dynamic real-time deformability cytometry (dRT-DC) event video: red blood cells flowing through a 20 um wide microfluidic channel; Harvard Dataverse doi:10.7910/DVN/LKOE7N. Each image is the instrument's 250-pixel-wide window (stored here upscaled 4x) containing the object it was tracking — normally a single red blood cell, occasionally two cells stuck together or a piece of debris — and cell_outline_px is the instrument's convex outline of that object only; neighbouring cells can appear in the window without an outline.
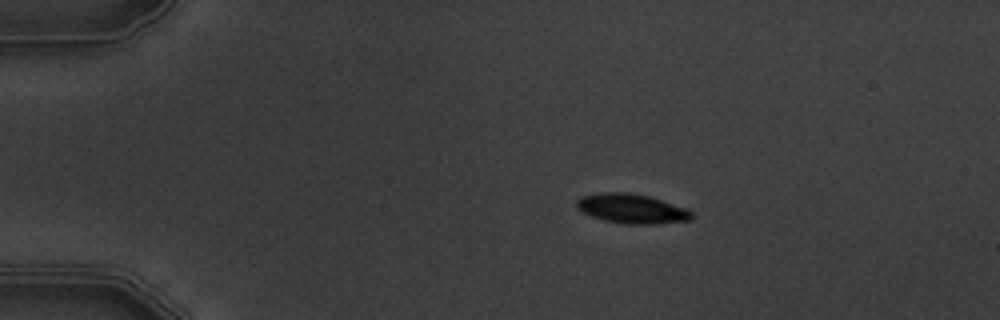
{"species": "common noctule bat (a hibernating species)", "species_latin": "Nyctalus noctula", "temperature_condition": "warm", "stored_images_in_passage": 6, "camera_frame_rate_fps": 3000, "um_per_image_px": 0.085, "animal": {"sex": "male", "body_mass_g": 19.5, "forearm_length_mm": 54.6}, "frame": {"image": 1, "passage_image": 3, "time_ms": 2.333, "image_size_px": [1000, 320], "cell_outline_px": [[692, 220], [652, 224], [628, 224], [604, 220], [592, 216], [576, 208], [576, 200], [580, 196], [600, 192], [628, 192], [648, 196], [688, 208], [692, 212]], "centroid_in_image_um": [53.69, 17.73], "position_along_channel_um": 31.3, "area_um2": 19.83}}